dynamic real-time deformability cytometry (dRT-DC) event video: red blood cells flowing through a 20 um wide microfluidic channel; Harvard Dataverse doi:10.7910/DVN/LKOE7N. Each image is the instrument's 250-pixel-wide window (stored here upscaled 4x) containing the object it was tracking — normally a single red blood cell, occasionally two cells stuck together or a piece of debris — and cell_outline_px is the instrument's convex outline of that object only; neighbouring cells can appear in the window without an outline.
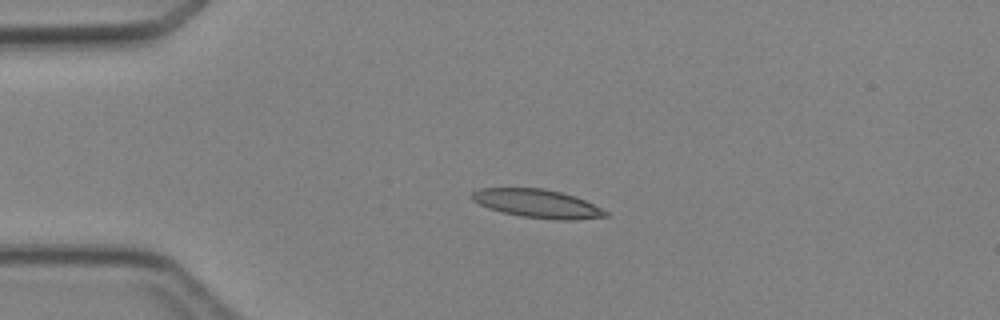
{"species": "Egyptian fruit bat (a non-hibernating species)", "species_latin": "Rousettus aegyptiacus", "temperature_condition": "cold", "stored_images_in_passage": 3, "camera_frame_rate_fps": 3000, "um_per_image_px": 0.085, "animal": {"sex": "female"}, "frame": {"image": 1, "passage_image": 1, "time_ms": 0.0, "image_size_px": [1000, 320], "cell_outline_px": [[608, 216], [576, 220], [560, 220], [520, 216], [500, 212], [488, 208], [472, 200], [468, 196], [476, 188], [544, 188], [576, 196], [608, 212]], "centroid_in_image_um": [45.62, 17.3], "position_along_channel_um": 39.4, "area_um2": 22.25}}
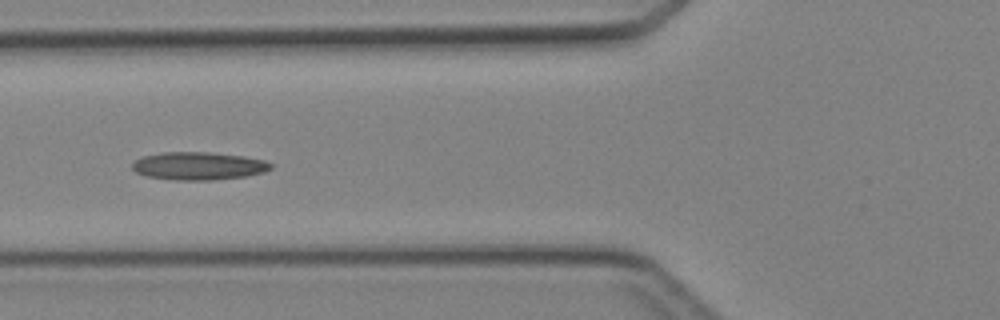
{"frame": {"image": 2, "passage_image": 3, "time_ms": 2.333, "image_size_px": [1000, 320], "cell_outline_px": [[272, 168], [264, 172], [248, 176], [212, 180], [172, 180], [148, 176], [136, 172], [132, 168], [132, 164], [136, 160], [144, 156], [164, 152], [208, 152], [244, 156], [264, 160], [272, 164]], "centroid_in_image_um": [16.9, 14.11], "position_along_channel_um": 108.9, "area_um2": 22.48}}